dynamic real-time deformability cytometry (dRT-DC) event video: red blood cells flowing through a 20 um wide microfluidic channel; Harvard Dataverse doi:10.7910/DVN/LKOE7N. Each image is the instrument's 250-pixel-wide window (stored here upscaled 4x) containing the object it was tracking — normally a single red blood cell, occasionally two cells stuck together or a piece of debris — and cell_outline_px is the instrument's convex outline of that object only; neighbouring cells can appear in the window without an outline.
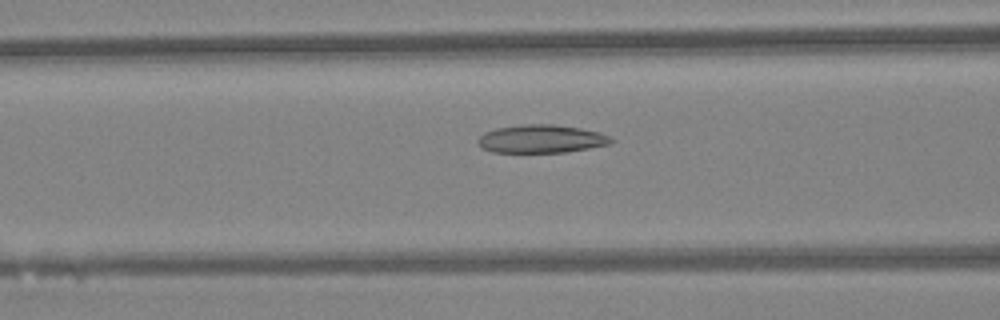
{"species": "Egyptian fruit bat (a non-hibernating species)", "species_latin": "Rousettus aegyptiacus", "temperature_condition": "warm", "stored_images_in_passage": 33, "camera_frame_rate_fps": 3000, "um_per_image_px": 0.085, "animal": {"sex": "female"}, "frame": {"image": 1, "passage_image": 5, "time_ms": 1.333, "image_size_px": [1000, 320], "cell_outline_px": [[616, 140], [608, 144], [588, 148], [564, 152], [492, 152], [484, 148], [476, 140], [484, 132], [496, 128], [524, 124], [552, 124], [580, 128], [600, 132]], "centroid_in_image_um": [46.01, 11.8], "position_along_channel_um": 120.6, "area_um2": 21.68}}
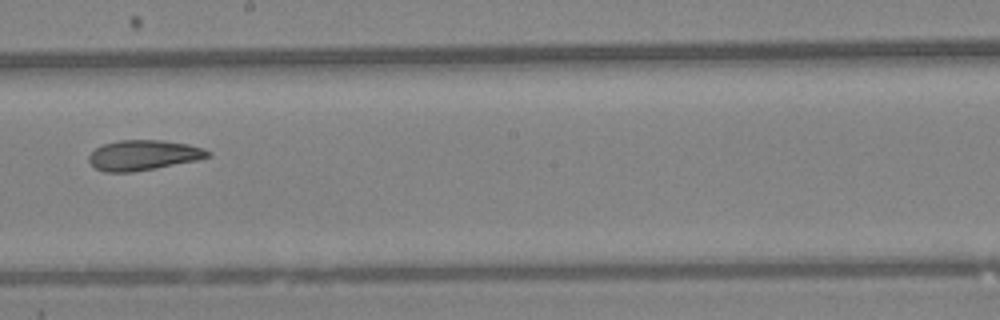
{"frame": {"image": 2, "passage_image": 13, "time_ms": 4.0, "image_size_px": [1000, 320], "cell_outline_px": [[212, 156], [196, 160], [156, 168], [132, 172], [104, 172], [96, 168], [88, 160], [88, 156], [96, 148], [104, 144], [120, 140], [160, 140], [188, 144], [204, 148], [212, 152]], "centroid_in_image_um": [12.21, 13.19], "position_along_channel_um": 236.0, "area_um2": 20.87}}
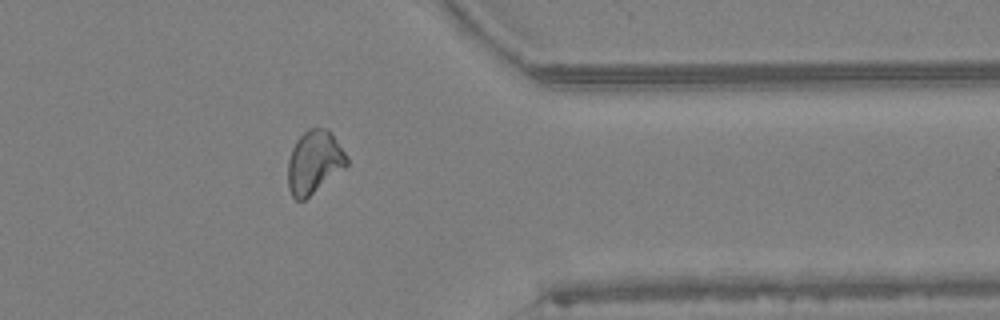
{"frame": {"image": 3, "passage_image": 24, "time_ms": 7.667, "image_size_px": [1000, 320], "cell_outline_px": [[348, 164], [344, 168], [304, 200], [296, 200], [292, 196], [288, 188], [288, 160], [292, 148], [296, 140], [308, 128], [328, 128], [332, 132], [344, 152], [348, 160]], "centroid_in_image_um": [26.69, 13.76], "position_along_channel_um": 384.7, "area_um2": 21.5}, "authors_computed_cell_mechanics": {"area_um2": 21.5016, "velocity_mm_per_s": 4.3574, "shape_relaxation_time_tau1_ms": null, "shape_relaxation_time_tau2_ms": 4.7435, "deformation_change_tau1": null, "deformation_change_tau2": 0.1088}}